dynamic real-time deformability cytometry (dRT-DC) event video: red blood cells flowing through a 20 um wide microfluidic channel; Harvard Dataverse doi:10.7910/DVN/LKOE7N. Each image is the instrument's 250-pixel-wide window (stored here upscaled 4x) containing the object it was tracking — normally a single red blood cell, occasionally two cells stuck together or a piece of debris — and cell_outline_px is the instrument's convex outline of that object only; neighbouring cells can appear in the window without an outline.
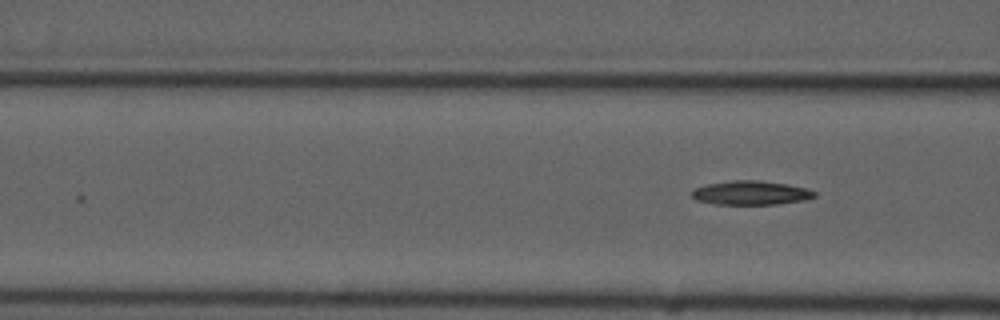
{"species": "common noctule bat (a hibernating species)", "species_latin": "Nyctalus noctula", "temperature_condition": "cold", "stored_images_in_passage": 3, "camera_frame_rate_fps": 3000, "um_per_image_px": 0.085, "animal": {"sex": "male", "forearm_length_mm": 52.5}, "frame": {"image": 1, "passage_image": 3, "time_ms": 2.333, "image_size_px": [1000, 320], "cell_outline_px": [[816, 196], [804, 200], [776, 204], [716, 204], [696, 200], [692, 196], [692, 192], [696, 188], [708, 184], [732, 180], [760, 180], [788, 184], [804, 188], [816, 192]], "centroid_in_image_um": [63.83, 16.39], "position_along_channel_um": 102.8, "area_um2": 16.99}}